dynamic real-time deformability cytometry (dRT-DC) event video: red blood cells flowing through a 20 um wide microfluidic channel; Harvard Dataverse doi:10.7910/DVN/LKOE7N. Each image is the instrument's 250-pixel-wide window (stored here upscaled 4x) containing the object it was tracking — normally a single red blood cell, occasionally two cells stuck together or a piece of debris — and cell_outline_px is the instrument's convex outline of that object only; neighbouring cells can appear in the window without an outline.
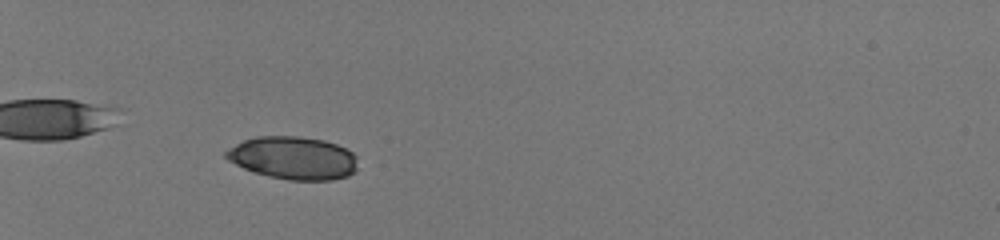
{"species": "human", "species_latin": "Homo sapiens", "temperature_condition": "room temperature", "stored_images_in_passage": 51, "camera_frame_rate_fps": 3000, "um_per_image_px": 0.085, "donor": {"sex": "male"}, "frame": {"image": 1, "passage_image": 17, "time_ms": 5.333, "image_size_px": [1000, 240], "cell_outline_px": [[356, 168], [348, 176], [332, 180], [288, 180], [268, 176], [244, 168], [228, 160], [224, 156], [224, 152], [228, 148], [244, 140], [256, 136], [300, 136], [324, 140], [336, 144], [352, 152], [356, 156]], "centroid_in_image_um": [24.91, 13.42], "position_along_channel_um": 60.1, "area_um2": 32.83}}
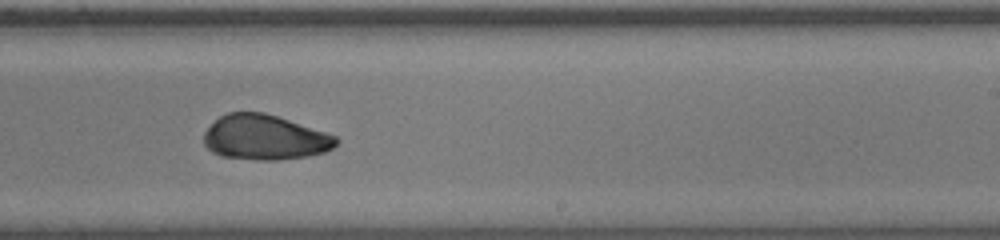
{"frame": {"image": 2, "passage_image": 35, "time_ms": 11.333, "image_size_px": [1000, 240], "cell_outline_px": [[340, 140], [332, 148], [324, 152], [308, 156], [276, 160], [256, 160], [220, 156], [212, 152], [204, 144], [204, 132], [220, 116], [228, 112], [264, 112], [336, 136]], "centroid_in_image_um": [22.48, 11.69], "position_along_channel_um": 266.5, "area_um2": 34.45}}
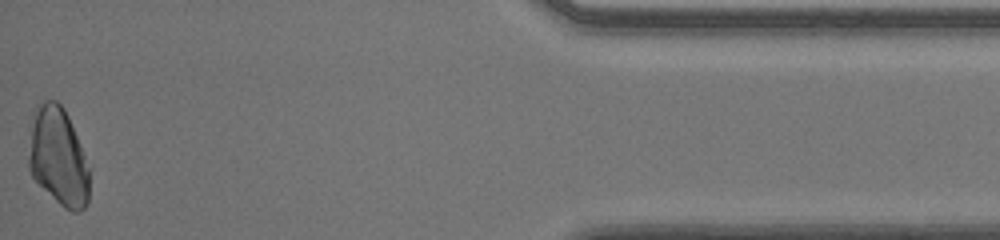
{"frame": {"image": 3, "passage_image": 51, "time_ms": 16.667, "image_size_px": [1000, 240], "cell_outline_px": [[88, 200], [84, 208], [80, 212], [72, 212], [64, 208], [32, 176], [28, 168], [28, 124], [32, 112], [36, 104], [44, 100], [56, 100], [64, 108], [68, 116], [84, 156], [88, 168]], "centroid_in_image_um": [4.87, 13.26], "position_along_channel_um": 430.3, "area_um2": 34.97}, "authors_computed_cell_mechanics": {"area_um2": 34.5066, "velocity_mm_per_s": 4.0583, "shape_relaxation_time_tau1_ms": 7.9049, "shape_relaxation_time_tau2_ms": 2.7957, "deformation_change_tau1": 0.2066, "deformation_change_tau2": 0.0855}}